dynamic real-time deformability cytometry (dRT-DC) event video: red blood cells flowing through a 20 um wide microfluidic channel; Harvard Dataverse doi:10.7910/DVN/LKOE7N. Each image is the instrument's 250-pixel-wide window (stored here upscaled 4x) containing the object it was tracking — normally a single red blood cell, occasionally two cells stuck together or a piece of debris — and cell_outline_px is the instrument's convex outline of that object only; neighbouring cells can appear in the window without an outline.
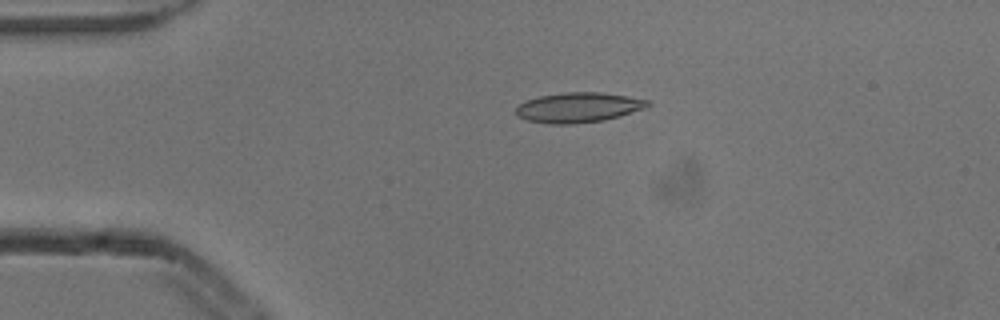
{"species": "common noctule bat (a hibernating species)", "species_latin": "Nyctalus noctula", "temperature_condition": "cold", "stored_images_in_passage": 3, "camera_frame_rate_fps": 3000, "um_per_image_px": 0.085, "animal": {"sex": "male", "body_mass_g": 13.3}, "frame": {"image": 1, "passage_image": 1, "time_ms": 0.0, "image_size_px": [1000, 320], "cell_outline_px": [[652, 104], [644, 108], [620, 116], [604, 120], [572, 124], [548, 124], [528, 120], [520, 116], [516, 112], [516, 108], [520, 104], [528, 100], [540, 96], [564, 92], [600, 92], [628, 96], [652, 100]], "centroid_in_image_um": [49.22, 9.13], "position_along_channel_um": 35.8, "area_um2": 22.95}}